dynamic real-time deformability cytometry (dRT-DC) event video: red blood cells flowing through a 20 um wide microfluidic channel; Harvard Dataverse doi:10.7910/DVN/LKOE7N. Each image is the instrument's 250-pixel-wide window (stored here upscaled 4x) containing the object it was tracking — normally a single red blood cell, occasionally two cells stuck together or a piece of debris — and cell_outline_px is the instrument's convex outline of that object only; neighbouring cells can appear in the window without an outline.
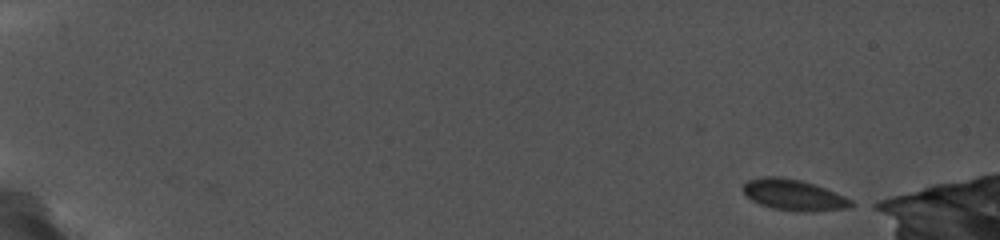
{"species": "common noctule bat (a hibernating species)", "species_latin": "Nyctalus noctula", "temperature_condition": "cold", "stored_images_in_passage": 18, "camera_frame_rate_fps": 5000, "um_per_image_px": 0.085, "animal": {"sex": "female", "body_mass_g": 19.0, "forearm_length_mm": 56.7}, "frame": {"image": 1, "passage_image": 1, "time_ms": 0.0, "image_size_px": [1000, 240], "cell_outline_px": [[860, 204], [852, 208], [812, 212], [796, 212], [772, 208], [760, 204], [744, 196], [744, 184], [748, 180], [764, 176], [776, 176], [800, 180], [836, 192]], "centroid_in_image_um": [67.53, 16.6], "position_along_channel_um": 17.5, "area_um2": 19.83}}
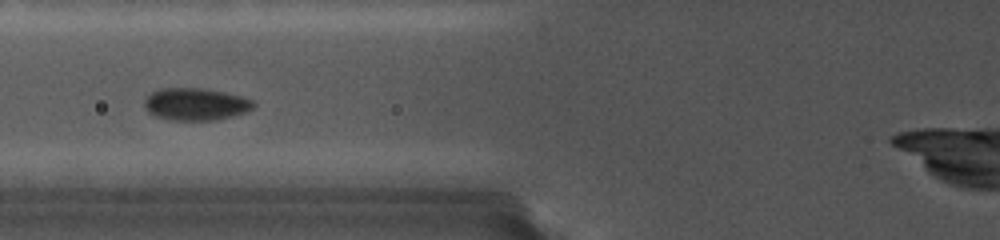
{"frame": {"image": 2, "passage_image": 7, "time_ms": 6.8, "image_size_px": [1000, 240], "cell_outline_px": [[256, 104], [252, 108], [244, 112], [232, 116], [216, 120], [168, 120], [156, 116], [148, 112], [144, 108], [144, 100], [152, 92], [164, 88], [196, 88], [220, 92], [240, 96], [252, 100]], "centroid_in_image_um": [16.59, 8.87], "position_along_channel_um": 109.2, "area_um2": 20.23}}
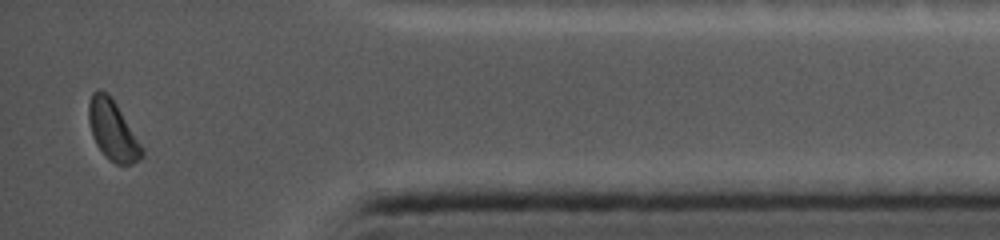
{"frame": {"image": 3, "passage_image": 18, "time_ms": 15.6, "image_size_px": [1000, 240], "cell_outline_px": [[144, 156], [140, 160], [132, 164], [116, 164], [96, 144], [92, 136], [88, 120], [88, 108], [92, 96], [96, 92], [104, 92], [112, 100], [144, 148]], "centroid_in_image_um": [9.6, 11.15], "position_along_channel_um": 425.6, "area_um2": 17.69}, "authors_computed_cell_mechanics": {"area_um2": 18.9006, "velocity_mm_per_s": 3.7393, "shape_relaxation_time_tau1_ms": 1.1777, "shape_relaxation_time_tau2_ms": null, "deformation_change_tau1": 0.0463, "deformation_change_tau2": null}}